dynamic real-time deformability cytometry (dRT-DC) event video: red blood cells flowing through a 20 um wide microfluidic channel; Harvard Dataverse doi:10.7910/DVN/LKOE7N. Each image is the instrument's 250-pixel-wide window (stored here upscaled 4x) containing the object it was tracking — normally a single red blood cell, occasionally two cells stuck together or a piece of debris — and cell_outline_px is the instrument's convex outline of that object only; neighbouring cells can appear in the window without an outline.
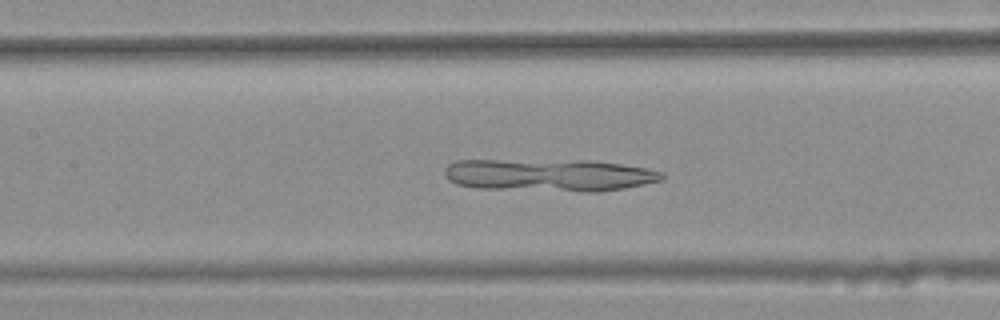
{"species": "common noctule bat (a hibernating species)", "species_latin": "Nyctalus noctula", "temperature_condition": "warm", "stored_images_in_passage": 45, "camera_frame_rate_fps": 3000, "um_per_image_px": 0.085, "animal": {"sex": "female", "body_mass_g": 25.1}, "frame": {"image": 1, "passage_image": 24, "time_ms": 7.667, "image_size_px": [1000, 320], "cell_outline_px": [[664, 176], [660, 180], [644, 184], [624, 188], [596, 192], [584, 192], [476, 188], [456, 184], [448, 180], [444, 176], [444, 168], [448, 164], [456, 160], [588, 160], [620, 164], [648, 168], [660, 172]], "centroid_in_image_um": [46.61, 14.88], "position_along_channel_um": 160.8, "area_um2": 41.38}}
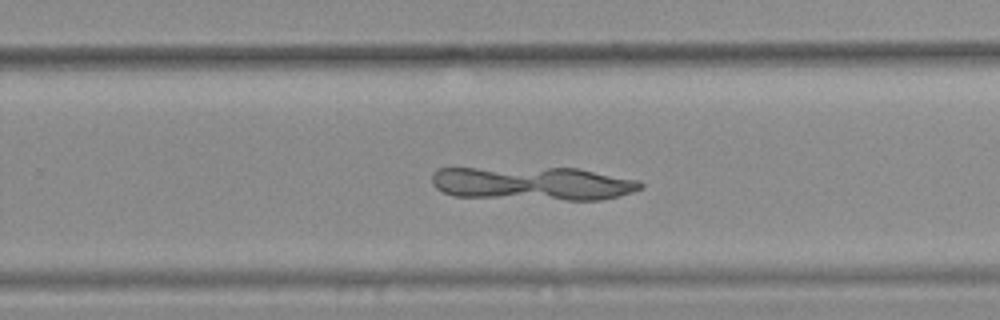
{"frame": {"image": 2, "passage_image": 34, "time_ms": 11.0, "image_size_px": [1000, 320], "cell_outline_px": [[644, 188], [632, 192], [600, 200], [568, 200], [452, 196], [436, 188], [432, 184], [432, 172], [436, 168], [580, 168], [640, 180], [644, 184]], "centroid_in_image_um": [45.31, 15.59], "position_along_channel_um": 284.5, "area_um2": 41.15}}
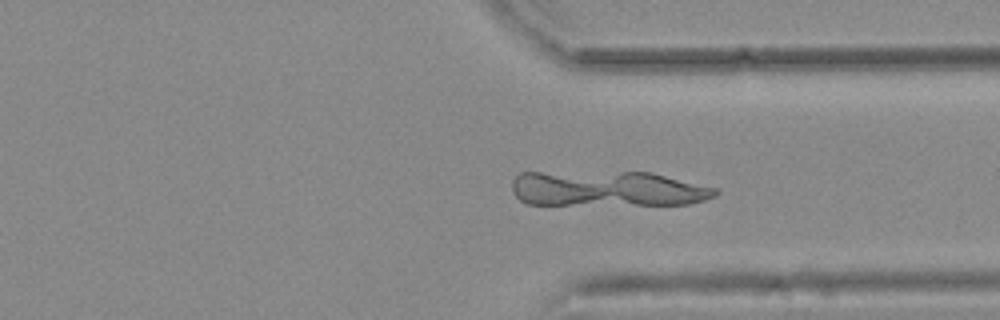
{"frame": {"image": 3, "passage_image": 40, "time_ms": 13.0, "image_size_px": [1000, 320], "cell_outline_px": [[720, 192], [716, 196], [704, 200], [688, 204], [524, 204], [512, 192], [512, 180], [520, 172], [652, 172], [716, 188]], "centroid_in_image_um": [51.62, 16.03], "position_along_channel_um": 359.8, "area_um2": 42.08}}